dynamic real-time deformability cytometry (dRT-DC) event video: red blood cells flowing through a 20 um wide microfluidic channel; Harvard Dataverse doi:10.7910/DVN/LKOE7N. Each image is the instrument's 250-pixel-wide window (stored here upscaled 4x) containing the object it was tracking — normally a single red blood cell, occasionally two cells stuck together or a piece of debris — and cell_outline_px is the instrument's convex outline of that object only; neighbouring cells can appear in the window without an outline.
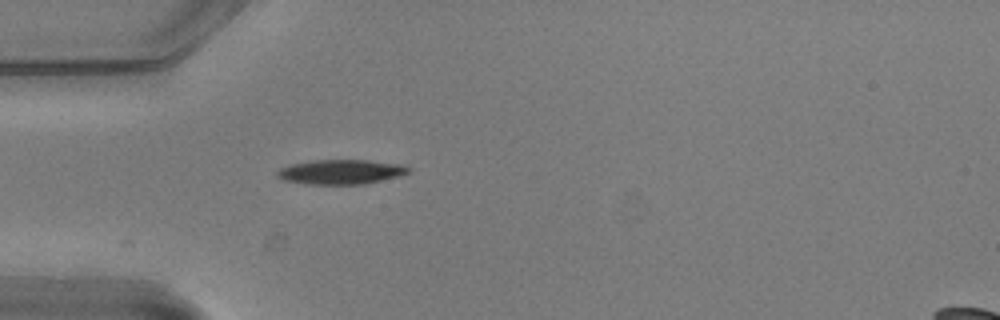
{"species": "common noctule bat (a hibernating species)", "species_latin": "Nyctalus noctula", "temperature_condition": "warm", "stored_images_in_passage": 4, "camera_frame_rate_fps": 3000, "um_per_image_px": 0.085, "animal": {"sex": "male", "body_mass_g": 20.5, "forearm_length_mm": 52.5}, "frame": {"image": 1, "passage_image": 1, "time_ms": 0.0, "image_size_px": [1000, 320], "cell_outline_px": [[412, 172], [400, 176], [364, 184], [304, 184], [280, 180], [276, 176], [276, 172], [280, 168], [292, 164], [312, 160], [368, 160], [400, 164], [412, 168]], "centroid_in_image_um": [28.97, 14.61], "position_along_channel_um": 56.0, "area_um2": 19.07}}